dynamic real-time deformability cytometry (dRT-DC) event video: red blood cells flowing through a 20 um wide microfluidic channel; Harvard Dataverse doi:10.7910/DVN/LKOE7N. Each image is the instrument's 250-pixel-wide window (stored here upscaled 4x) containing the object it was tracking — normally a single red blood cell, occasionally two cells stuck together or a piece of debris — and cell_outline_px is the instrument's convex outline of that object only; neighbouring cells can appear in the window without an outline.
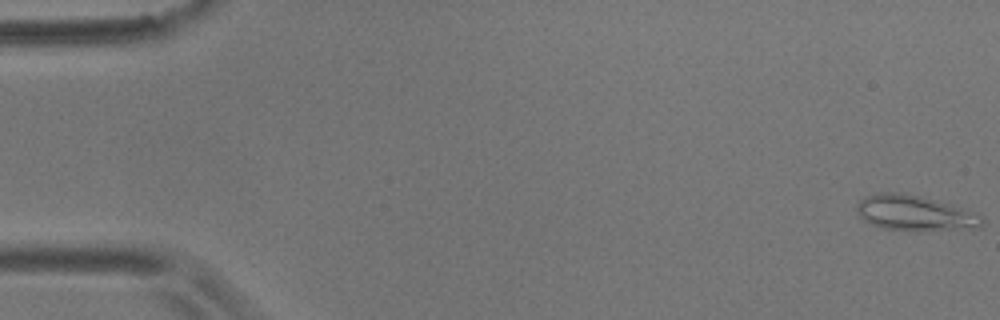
{"species": "common noctule bat (a hibernating species)", "species_latin": "Nyctalus noctula", "temperature_condition": "room temperature", "stored_images_in_passage": 56, "camera_frame_rate_fps": 3000, "um_per_image_px": 0.085, "animal": {"sex": "male", "body_mass_g": 17.9}, "frame": {"image": 1, "passage_image": 1, "time_ms": 0.0, "image_size_px": [1000, 320], "cell_outline_px": [[984, 224], [980, 228], [920, 232], [880, 228], [864, 220], [856, 212], [856, 204], [864, 196], [876, 192], [900, 192], [936, 200], [968, 208], [980, 212], [984, 220]], "centroid_in_image_um": [77.83, 18.13], "position_along_channel_um": 7.2, "area_um2": 26.82}}
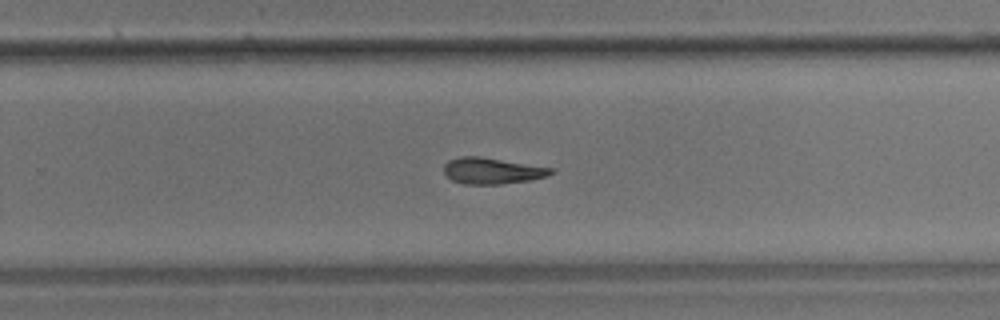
{"frame": {"image": 2, "passage_image": 36, "time_ms": 11.667, "image_size_px": [1000, 320], "cell_outline_px": [[552, 172], [548, 176], [532, 180], [500, 184], [464, 184], [452, 180], [444, 172], [444, 164], [448, 160], [464, 156], [480, 156], [552, 168]], "centroid_in_image_um": [41.81, 14.52], "position_along_channel_um": 288.0, "area_um2": 16.24}}
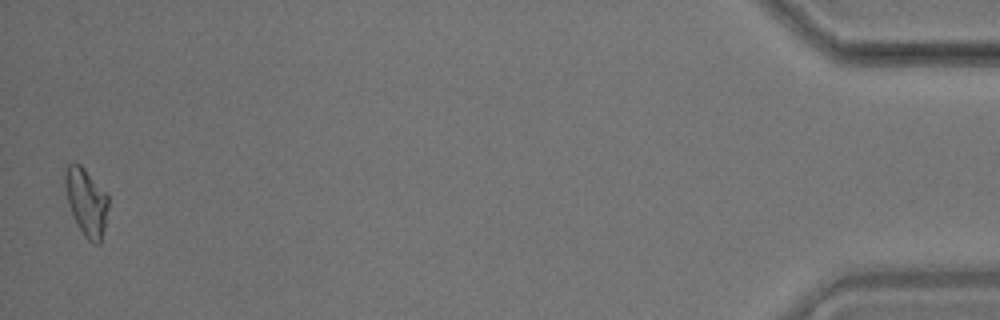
{"frame": {"image": 3, "passage_image": 55, "time_ms": 18.0, "image_size_px": [1000, 320], "cell_outline_px": [[108, 208], [104, 228], [100, 244], [96, 244], [88, 240], [84, 236], [76, 224], [72, 216], [68, 204], [64, 184], [64, 172], [68, 164], [72, 160], [80, 164], [108, 192]], "centroid_in_image_um": [7.33, 17.13], "position_along_channel_um": 427.9, "area_um2": 17.46}, "authors_computed_cell_mechanics": {"area_um2": 17.1088, "velocity_mm_per_s": 3.626, "shape_relaxation_time_tau1_ms": 9.0192, "shape_relaxation_time_tau2_ms": null, "deformation_change_tau1": 0.2349, "deformation_change_tau2": null}}